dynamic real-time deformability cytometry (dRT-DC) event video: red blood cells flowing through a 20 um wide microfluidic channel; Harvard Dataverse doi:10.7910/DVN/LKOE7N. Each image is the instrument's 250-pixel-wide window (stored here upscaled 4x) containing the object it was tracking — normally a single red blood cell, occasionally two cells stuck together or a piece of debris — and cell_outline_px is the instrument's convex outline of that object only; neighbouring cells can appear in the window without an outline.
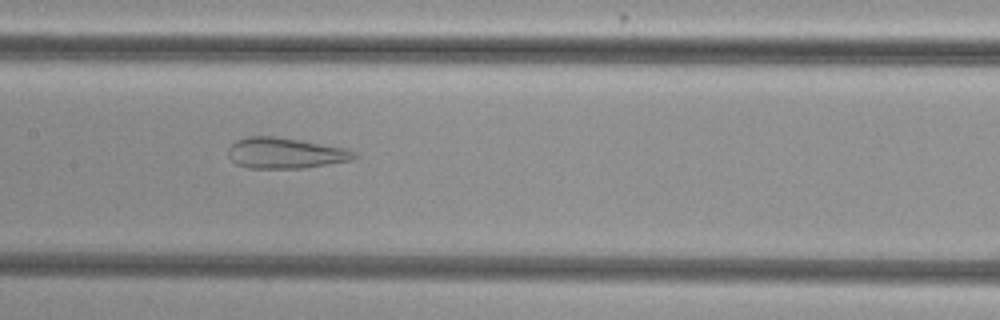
{"species": "common noctule bat (a hibernating species)", "species_latin": "Nyctalus noctula", "temperature_condition": "cold", "stored_images_in_passage": 54, "camera_frame_rate_fps": 3000, "um_per_image_px": 0.085, "animal": {"sex": "female", "body_mass_g": 29.2, "forearm_length_mm": 56.3}, "frame": {"image": 1, "passage_image": 27, "time_ms": 8.667, "image_size_px": [1000, 320], "cell_outline_px": [[360, 156], [352, 160], [304, 168], [248, 168], [236, 164], [228, 156], [228, 148], [236, 140], [248, 136], [272, 136], [300, 140], [344, 148], [356, 152]], "centroid_in_image_um": [24.24, 13.02], "position_along_channel_um": 183.2, "area_um2": 22.6}}
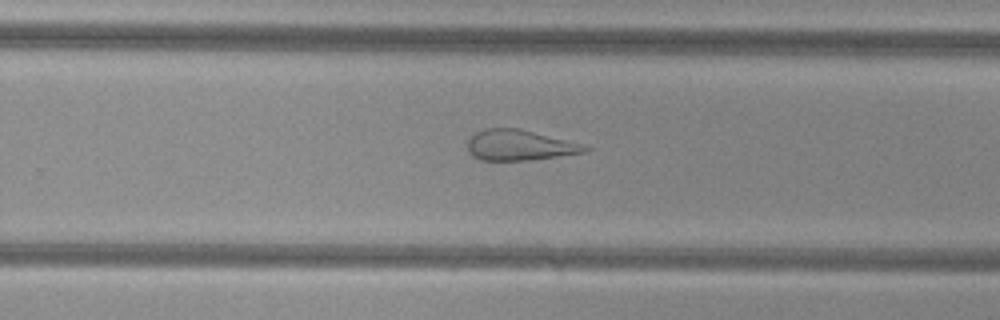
{"frame": {"image": 2, "passage_image": 35, "time_ms": 11.333, "image_size_px": [1000, 320], "cell_outline_px": [[592, 148], [584, 152], [528, 160], [480, 160], [472, 156], [468, 152], [468, 140], [476, 132], [484, 128], [520, 128], [580, 144]], "centroid_in_image_um": [44.09, 12.34], "position_along_channel_um": 285.7, "area_um2": 20.58}}
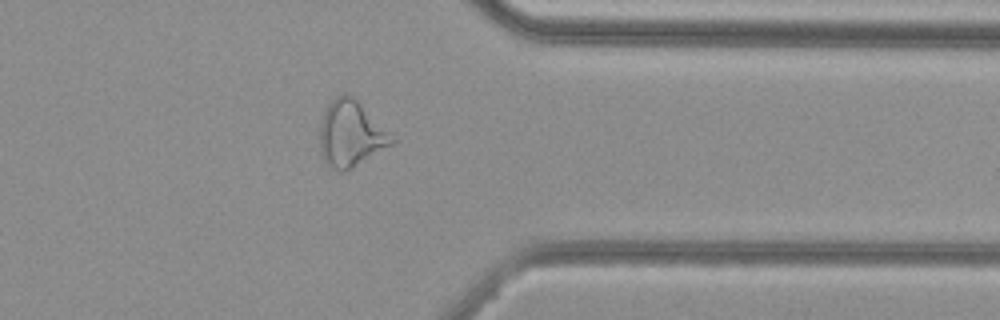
{"frame": {"image": 3, "passage_image": 43, "time_ms": 14.0, "image_size_px": [1000, 320], "cell_outline_px": [[396, 140], [392, 144], [352, 168], [340, 172], [332, 168], [320, 156], [320, 124], [324, 112], [328, 104], [336, 96], [344, 92], [356, 100]], "centroid_in_image_um": [29.77, 11.4], "position_along_channel_um": 381.6, "area_um2": 27.05}, "authors_computed_cell_mechanics": {"area_um2": 29.3335, "velocity_mm_per_s": 3.8559, "shape_relaxation_time_tau1_ms": null, "shape_relaxation_time_tau2_ms": 2.0154, "deformation_change_tau1": null, "deformation_change_tau2": 0.117}}